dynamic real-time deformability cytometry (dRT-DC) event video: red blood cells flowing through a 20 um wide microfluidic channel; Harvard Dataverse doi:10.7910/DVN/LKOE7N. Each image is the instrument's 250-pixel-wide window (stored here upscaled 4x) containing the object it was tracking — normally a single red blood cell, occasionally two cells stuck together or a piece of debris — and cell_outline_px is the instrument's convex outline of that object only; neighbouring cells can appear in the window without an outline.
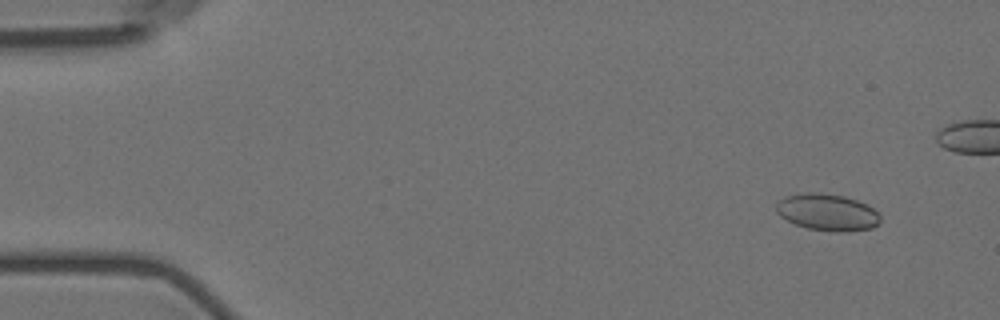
{"species": "Egyptian fruit bat (a non-hibernating species)", "species_latin": "Rousettus aegyptiacus", "temperature_condition": "room temperature", "stored_images_in_passage": 10, "segment_of_instrument_passage": [1, 2], "camera_frame_rate_fps": 3000, "um_per_image_px": 0.085, "animal": {"sex": "female"}, "frame": {"image": 1, "passage_image": 1, "time_ms": 0.0, "image_size_px": [1000, 320], "cell_outline_px": [[880, 220], [872, 228], [848, 232], [836, 232], [808, 228], [796, 224], [780, 216], [776, 212], [776, 204], [784, 196], [800, 192], [820, 192], [844, 196], [868, 204], [880, 216]], "centroid_in_image_um": [70.3, 18.03], "position_along_channel_um": 14.7, "area_um2": 22.43}}
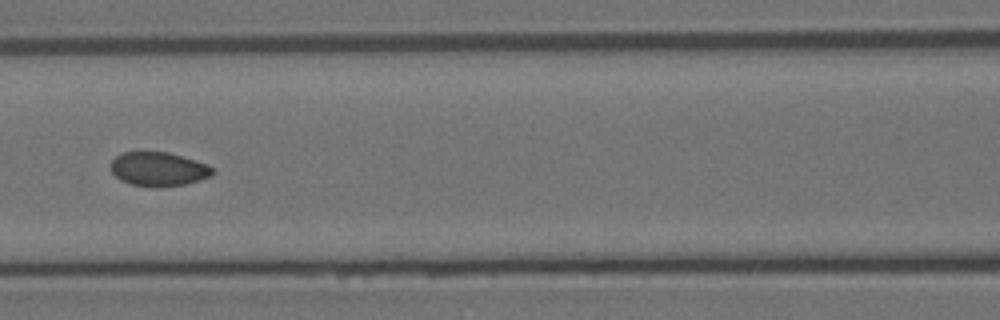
{"frame": {"image": 2, "passage_image": 7, "time_ms": 7.0, "image_size_px": [1000, 320], "cell_outline_px": [[216, 172], [212, 176], [200, 180], [184, 184], [160, 188], [156, 188], [132, 184], [120, 180], [112, 172], [112, 160], [120, 152], [168, 152], [208, 164]], "centroid_in_image_um": [13.5, 14.38], "position_along_channel_um": 153.1, "area_um2": 20.29}}
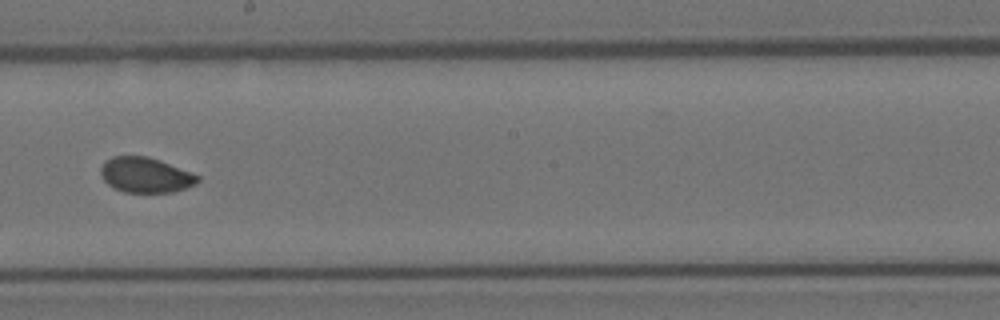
{"frame": {"image": 3, "passage_image": 9, "time_ms": 9.333, "image_size_px": [1000, 320], "cell_outline_px": [[200, 180], [196, 184], [172, 192], [124, 192], [108, 184], [104, 180], [100, 172], [100, 168], [104, 160], [112, 156], [148, 156], [160, 160], [200, 176]], "centroid_in_image_um": [12.35, 14.86], "position_along_channel_um": 235.8, "area_um2": 19.83}}